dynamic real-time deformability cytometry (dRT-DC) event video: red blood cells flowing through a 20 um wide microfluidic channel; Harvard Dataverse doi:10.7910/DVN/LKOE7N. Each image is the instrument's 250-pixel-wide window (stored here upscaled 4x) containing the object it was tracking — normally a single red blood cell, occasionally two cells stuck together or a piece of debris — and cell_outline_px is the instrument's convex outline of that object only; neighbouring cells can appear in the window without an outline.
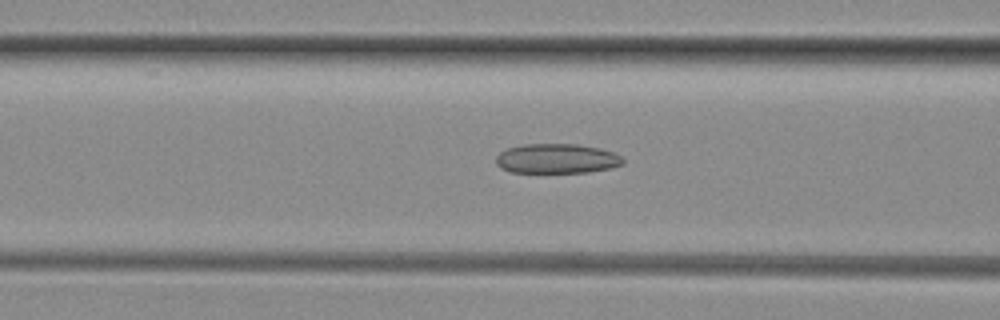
{"species": "common noctule bat (a hibernating species)", "species_latin": "Nyctalus noctula", "temperature_condition": "room temperature", "stored_images_in_passage": 32, "camera_frame_rate_fps": 3000, "um_per_image_px": 0.085, "animal": {"sex": "female", "body_mass_g": 29.2, "forearm_length_mm": 56.3}, "frame": {"image": 1, "passage_image": 6, "time_ms": 1.667, "image_size_px": [1000, 320], "cell_outline_px": [[624, 164], [612, 168], [588, 172], [512, 172], [500, 168], [496, 164], [496, 156], [500, 152], [508, 148], [524, 144], [576, 144], [600, 148], [612, 152], [620, 156], [624, 160]], "centroid_in_image_um": [47.33, 13.48], "position_along_channel_um": 119.3, "area_um2": 21.96}}
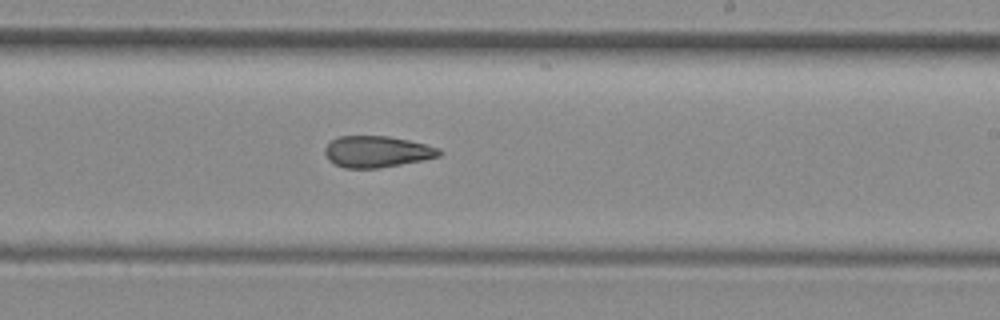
{"frame": {"image": 2, "passage_image": 16, "time_ms": 5.0, "image_size_px": [1000, 320], "cell_outline_px": [[440, 156], [424, 160], [380, 168], [344, 168], [328, 160], [324, 152], [324, 148], [332, 140], [340, 136], [388, 136], [408, 140], [440, 148]], "centroid_in_image_um": [32.03, 12.89], "position_along_channel_um": 257.0, "area_um2": 20.87}}
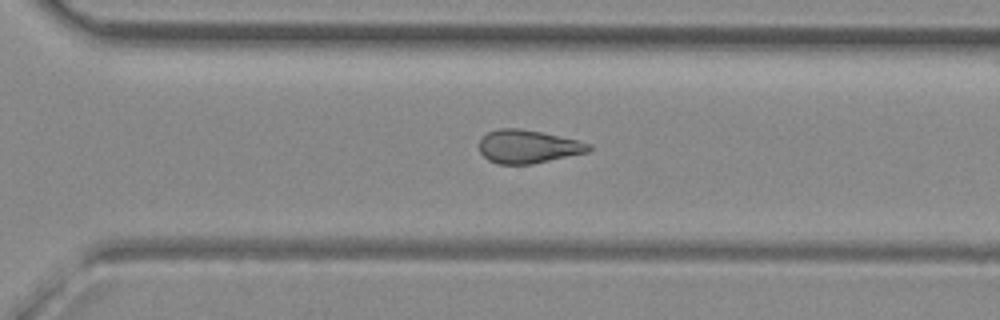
{"frame": {"image": 3, "passage_image": 21, "time_ms": 6.667, "image_size_px": [1000, 320], "cell_outline_px": [[592, 148], [588, 152], [532, 164], [496, 164], [488, 160], [480, 152], [480, 140], [488, 132], [500, 128], [516, 128], [540, 132], [576, 140], [592, 144]], "centroid_in_image_um": [44.87, 12.47], "position_along_channel_um": 325.7, "area_um2": 21.04}, "authors_computed_cell_mechanics": {"area_um2": 21.4438, "velocity_mm_per_s": 4.1437, "shape_relaxation_time_tau1_ms": null, "shape_relaxation_time_tau2_ms": 4.8768, "deformation_change_tau1": null, "deformation_change_tau2": 0.1516}}